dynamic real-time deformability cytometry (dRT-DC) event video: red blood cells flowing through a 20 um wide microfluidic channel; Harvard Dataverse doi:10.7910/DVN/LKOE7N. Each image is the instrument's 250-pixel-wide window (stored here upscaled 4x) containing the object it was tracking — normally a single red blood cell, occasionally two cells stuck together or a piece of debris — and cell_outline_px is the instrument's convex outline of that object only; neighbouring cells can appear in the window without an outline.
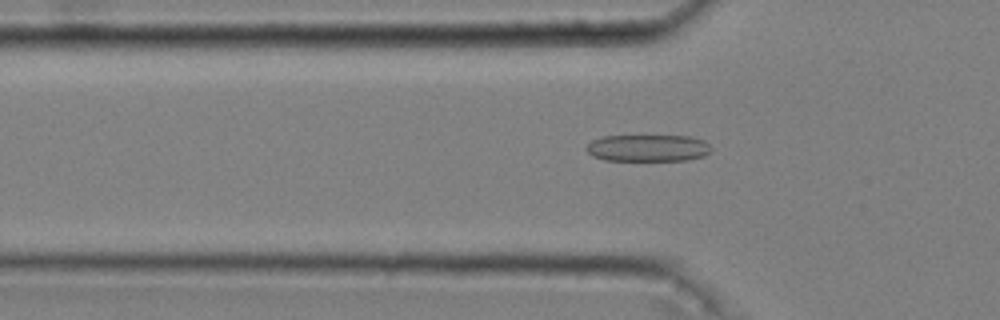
{"species": "common noctule bat (a hibernating species)", "species_latin": "Nyctalus noctula", "temperature_condition": "cold", "stored_images_in_passage": 39, "camera_frame_rate_fps": 3000, "um_per_image_px": 0.085, "animal": {"sex": "male", "body_mass_g": 20.4}, "frame": {"image": 1, "passage_image": 6, "time_ms": 1.667, "image_size_px": [1000, 320], "cell_outline_px": [[712, 152], [704, 156], [684, 160], [604, 160], [592, 156], [584, 148], [592, 140], [600, 136], [692, 136], [704, 140], [712, 148]], "centroid_in_image_um": [55.08, 12.57], "position_along_channel_um": 70.7, "area_um2": 19.71}}
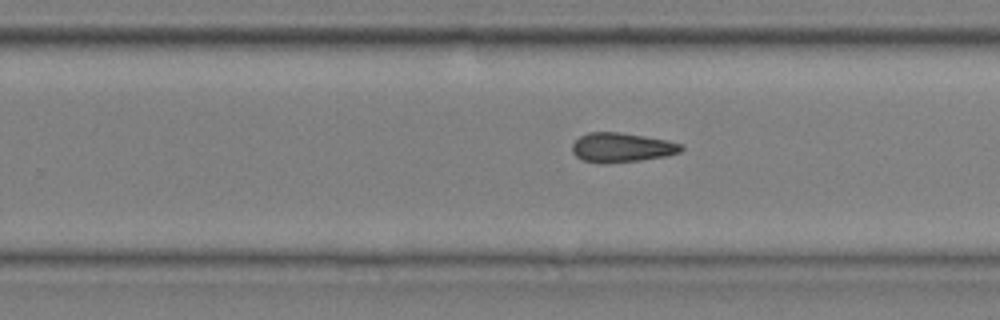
{"frame": {"image": 2, "passage_image": 23, "time_ms": 7.333, "image_size_px": [1000, 320], "cell_outline_px": [[684, 148], [680, 152], [668, 156], [640, 160], [604, 164], [600, 164], [580, 160], [572, 152], [572, 144], [580, 136], [588, 132], [620, 132], [668, 140], [684, 144]], "centroid_in_image_um": [52.85, 12.55], "position_along_channel_um": 277.0, "area_um2": 19.02}}
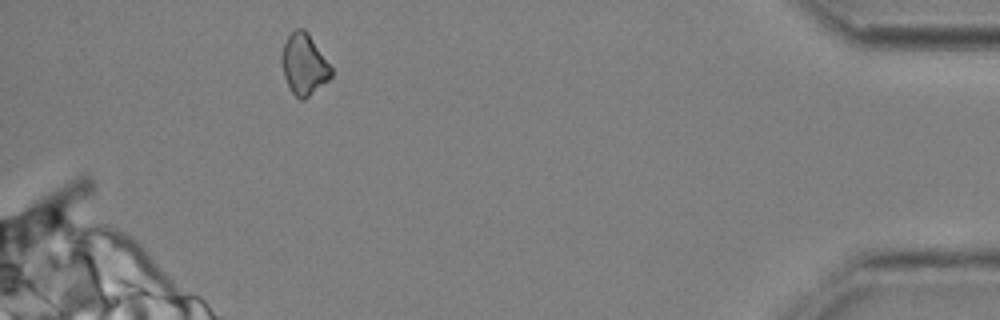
{"frame": {"image": 3, "passage_image": 38, "time_ms": 12.333, "image_size_px": [1000, 320], "cell_outline_px": [[332, 76], [328, 80], [304, 100], [300, 100], [292, 92], [284, 76], [280, 60], [280, 56], [284, 44], [288, 36], [296, 28], [304, 28], [308, 32], [332, 68]], "centroid_in_image_um": [25.83, 5.46], "position_along_channel_um": 409.4, "area_um2": 17.51}, "authors_computed_cell_mechanics": {"area_um2": 18.1492, "velocity_mm_per_s": 3.6329, "shape_relaxation_time_tau1_ms": null, "shape_relaxation_time_tau2_ms": 5.5105, "deformation_change_tau1": null, "deformation_change_tau2": 0.1546}}